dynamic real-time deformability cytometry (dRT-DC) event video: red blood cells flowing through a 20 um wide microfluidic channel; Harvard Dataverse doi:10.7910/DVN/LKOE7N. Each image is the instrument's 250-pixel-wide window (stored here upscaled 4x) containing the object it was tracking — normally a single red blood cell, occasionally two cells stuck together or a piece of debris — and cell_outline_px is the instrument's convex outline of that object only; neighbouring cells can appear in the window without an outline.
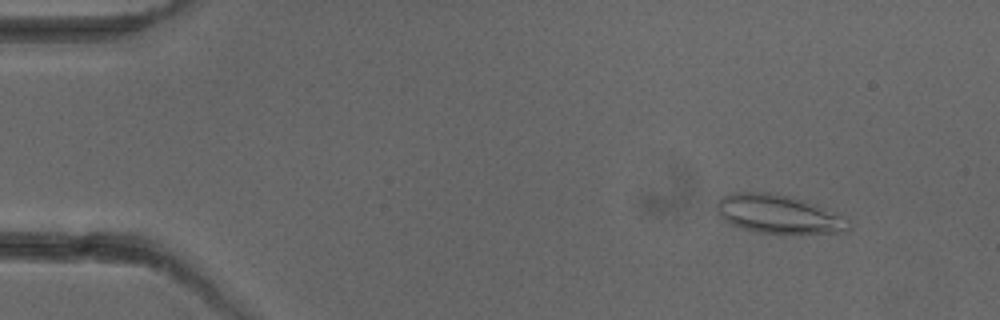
{"species": "common noctule bat (a hibernating species)", "species_latin": "Nyctalus noctula", "temperature_condition": "cold", "stored_images_in_passage": 4, "camera_frame_rate_fps": 3000, "um_per_image_px": 0.085, "animal": {"sex": "female"}, "frame": {"image": 1, "passage_image": 1, "time_ms": 0.0, "image_size_px": [1000, 320], "cell_outline_px": [[852, 228], [848, 232], [792, 236], [756, 232], [740, 228], [724, 220], [720, 216], [716, 208], [716, 204], [724, 196], [732, 192], [768, 192], [792, 196], [816, 204], [848, 220]], "centroid_in_image_um": [66.22, 18.25], "position_along_channel_um": 18.8, "area_um2": 30.58}}